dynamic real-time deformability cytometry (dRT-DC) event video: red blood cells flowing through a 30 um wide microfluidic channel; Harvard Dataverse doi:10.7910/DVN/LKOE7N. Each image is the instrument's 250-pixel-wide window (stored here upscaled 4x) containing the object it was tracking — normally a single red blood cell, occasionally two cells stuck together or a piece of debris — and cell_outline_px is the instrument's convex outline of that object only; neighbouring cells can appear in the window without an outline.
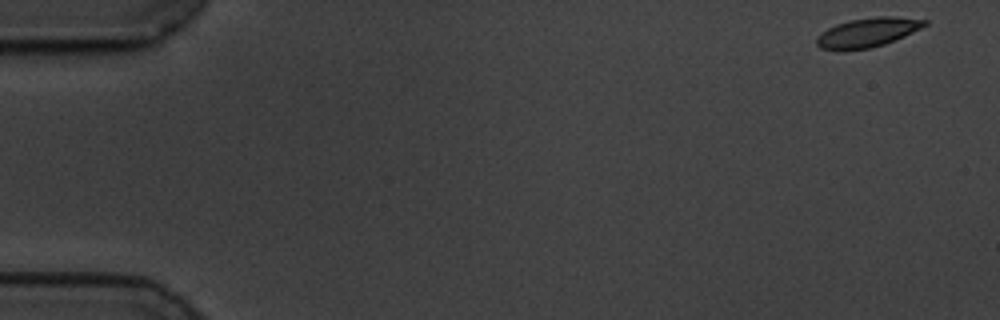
{"species": "common noctule bat (a hibernating species)", "species_latin": "Nyctalus noctula", "temperature_condition": "cold", "stored_images_in_passage": 57, "camera_frame_rate_fps": 3000, "um_per_image_px": 0.085, "animal": {"sex": "male", "body_mass_g": 19.5, "forearm_length_mm": 54.6}, "frame": {"image": 1, "passage_image": 1, "time_ms": 0.0, "image_size_px": [1000, 320], "cell_outline_px": [[928, 24], [904, 36], [884, 44], [868, 48], [836, 52], [820, 48], [816, 44], [816, 36], [828, 28], [836, 24], [852, 20], [876, 16], [896, 16], [928, 20]], "centroid_in_image_um": [73.7, 2.77], "position_along_channel_um": 11.3, "area_um2": 18.55}}
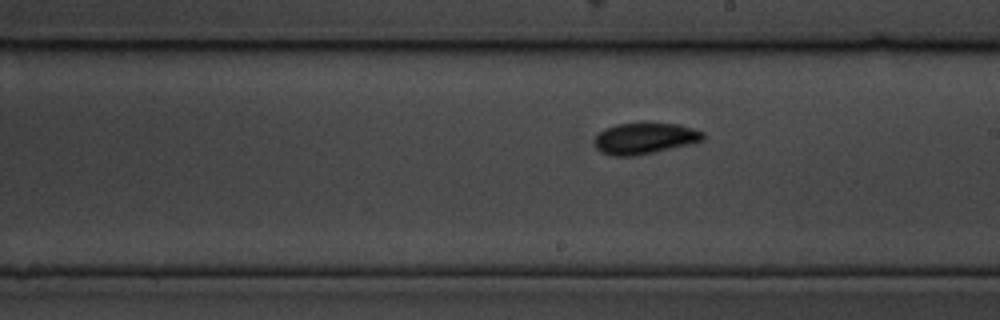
{"frame": {"image": 2, "passage_image": 32, "time_ms": 10.333, "image_size_px": [1000, 320], "cell_outline_px": [[704, 140], [656, 152], [632, 156], [612, 156], [600, 152], [596, 148], [592, 140], [604, 128], [616, 124], [680, 124], [704, 132]], "centroid_in_image_um": [54.76, 11.78], "position_along_channel_um": 234.2, "area_um2": 19.65}}
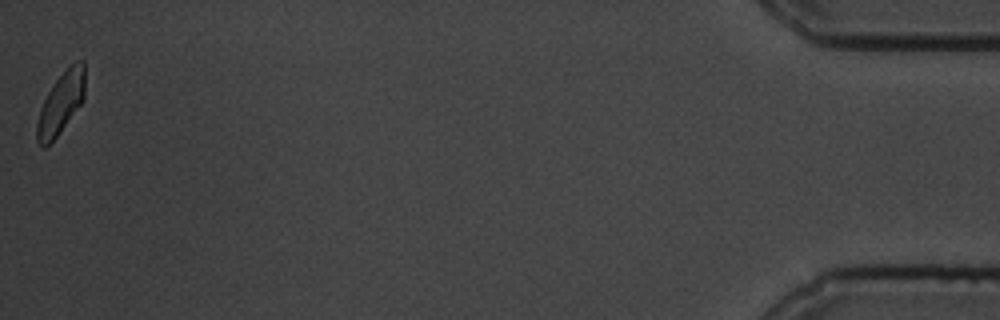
{"frame": {"image": 3, "passage_image": 57, "time_ms": 18.667, "image_size_px": [1000, 320], "cell_outline_px": [[84, 100], [56, 136], [44, 148], [36, 140], [36, 124], [40, 108], [48, 92], [56, 80], [76, 60], [84, 60]], "centroid_in_image_um": [5.17, 8.77], "position_along_channel_um": 430.0, "area_um2": 16.82}, "authors_computed_cell_mechanics": {"area_um2": 18.4382, "velocity_mm_per_s": 3.4373, "shape_relaxation_time_tau1_ms": 3.5553, "shape_relaxation_time_tau2_ms": 3.3454, "deformation_change_tau1": 0.109, "deformation_change_tau2": 0.0688}}